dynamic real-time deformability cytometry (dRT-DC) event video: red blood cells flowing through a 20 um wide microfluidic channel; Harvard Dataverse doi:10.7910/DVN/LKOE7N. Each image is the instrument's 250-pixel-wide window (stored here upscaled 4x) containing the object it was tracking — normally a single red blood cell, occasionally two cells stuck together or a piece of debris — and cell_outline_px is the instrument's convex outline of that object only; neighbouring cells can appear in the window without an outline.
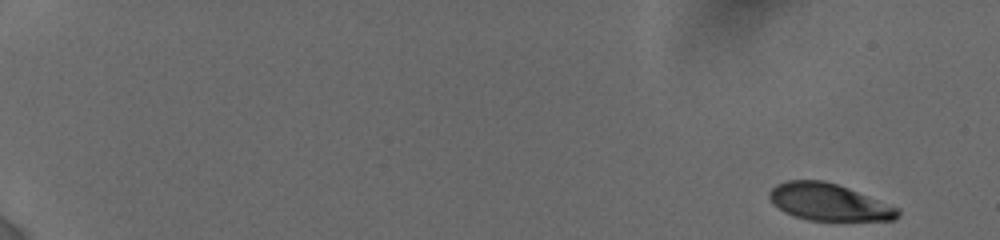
{"species": "human", "species_latin": "Homo sapiens", "temperature_condition": "cold", "stored_images_in_passage": 14, "camera_frame_rate_fps": 3000, "um_per_image_px": 0.085, "donor": {"sex": "female"}, "frame": {"image": 1, "passage_image": 1, "time_ms": 0.0, "image_size_px": [1000, 240], "cell_outline_px": [[900, 216], [896, 220], [808, 220], [792, 216], [784, 212], [768, 196], [768, 192], [776, 184], [788, 180], [824, 180], [848, 188], [900, 208]], "centroid_in_image_um": [70.46, 17.18], "position_along_channel_um": 14.5, "area_um2": 27.57}}
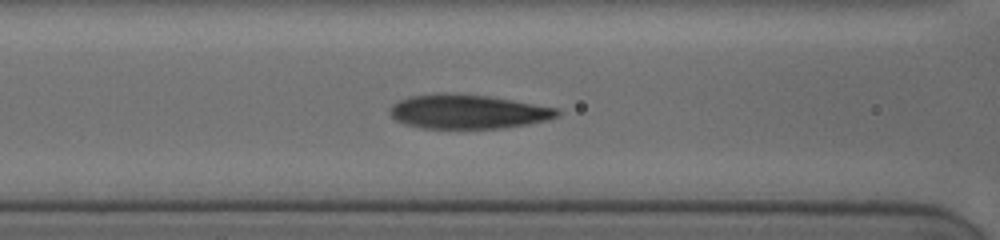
{"frame": {"image": 2, "passage_image": 12, "time_ms": 8.0, "image_size_px": [1000, 240], "cell_outline_px": [[560, 116], [548, 120], [528, 124], [500, 128], [420, 128], [404, 124], [396, 120], [388, 112], [392, 104], [408, 96], [440, 92], [488, 96], [560, 108]], "centroid_in_image_um": [39.76, 9.48], "position_along_channel_um": 126.8, "area_um2": 33.58}}
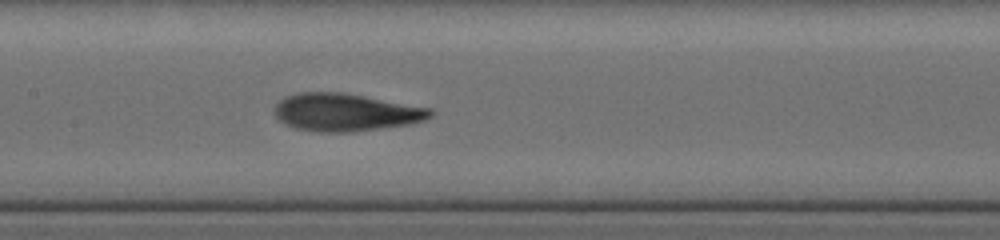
{"frame": {"image": 3, "passage_image": 14, "time_ms": 9.333, "image_size_px": [1000, 240], "cell_outline_px": [[436, 112], [432, 116], [424, 120], [412, 124], [352, 132], [320, 132], [296, 128], [284, 124], [276, 116], [276, 104], [284, 96], [300, 92], [344, 92], [432, 108]], "centroid_in_image_um": [29.43, 9.54], "position_along_channel_um": 178.0, "area_um2": 34.45}}